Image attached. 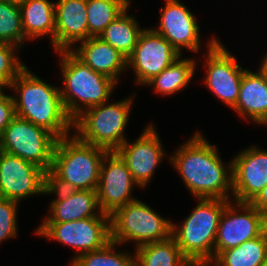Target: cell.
<instances>
[{
  "mask_svg": "<svg viewBox=\"0 0 267 266\" xmlns=\"http://www.w3.org/2000/svg\"><path fill=\"white\" fill-rule=\"evenodd\" d=\"M219 153L216 145L197 131L167 157L195 199L232 200V160L227 166Z\"/></svg>",
  "mask_w": 267,
  "mask_h": 266,
  "instance_id": "obj_1",
  "label": "cell"
},
{
  "mask_svg": "<svg viewBox=\"0 0 267 266\" xmlns=\"http://www.w3.org/2000/svg\"><path fill=\"white\" fill-rule=\"evenodd\" d=\"M27 67L7 88L15 93L11 94L15 115L44 128L58 140L71 135L73 121L63 107L60 86L49 84Z\"/></svg>",
  "mask_w": 267,
  "mask_h": 266,
  "instance_id": "obj_2",
  "label": "cell"
},
{
  "mask_svg": "<svg viewBox=\"0 0 267 266\" xmlns=\"http://www.w3.org/2000/svg\"><path fill=\"white\" fill-rule=\"evenodd\" d=\"M107 152L105 148L81 141L73 132L57 140L48 184L56 189L96 190Z\"/></svg>",
  "mask_w": 267,
  "mask_h": 266,
  "instance_id": "obj_3",
  "label": "cell"
},
{
  "mask_svg": "<svg viewBox=\"0 0 267 266\" xmlns=\"http://www.w3.org/2000/svg\"><path fill=\"white\" fill-rule=\"evenodd\" d=\"M57 54L63 84L60 87L61 101L72 121L85 110L111 99L118 85L114 80L94 71L70 50L57 51Z\"/></svg>",
  "mask_w": 267,
  "mask_h": 266,
  "instance_id": "obj_4",
  "label": "cell"
},
{
  "mask_svg": "<svg viewBox=\"0 0 267 266\" xmlns=\"http://www.w3.org/2000/svg\"><path fill=\"white\" fill-rule=\"evenodd\" d=\"M197 205L181 224L172 223V237L192 265H209L223 210L230 200L196 198Z\"/></svg>",
  "mask_w": 267,
  "mask_h": 266,
  "instance_id": "obj_5",
  "label": "cell"
},
{
  "mask_svg": "<svg viewBox=\"0 0 267 266\" xmlns=\"http://www.w3.org/2000/svg\"><path fill=\"white\" fill-rule=\"evenodd\" d=\"M135 95L85 110L73 121L74 134L85 143L116 151L127 140L125 130Z\"/></svg>",
  "mask_w": 267,
  "mask_h": 266,
  "instance_id": "obj_6",
  "label": "cell"
},
{
  "mask_svg": "<svg viewBox=\"0 0 267 266\" xmlns=\"http://www.w3.org/2000/svg\"><path fill=\"white\" fill-rule=\"evenodd\" d=\"M172 223L137 199L110 215L111 241L120 246L133 242L136 245L134 248L164 241L172 236Z\"/></svg>",
  "mask_w": 267,
  "mask_h": 266,
  "instance_id": "obj_7",
  "label": "cell"
},
{
  "mask_svg": "<svg viewBox=\"0 0 267 266\" xmlns=\"http://www.w3.org/2000/svg\"><path fill=\"white\" fill-rule=\"evenodd\" d=\"M57 140L44 128L15 116L0 138V150L34 163L49 173Z\"/></svg>",
  "mask_w": 267,
  "mask_h": 266,
  "instance_id": "obj_8",
  "label": "cell"
},
{
  "mask_svg": "<svg viewBox=\"0 0 267 266\" xmlns=\"http://www.w3.org/2000/svg\"><path fill=\"white\" fill-rule=\"evenodd\" d=\"M34 234L71 246L77 256L105 247L111 241L110 216H96L70 222H41Z\"/></svg>",
  "mask_w": 267,
  "mask_h": 266,
  "instance_id": "obj_9",
  "label": "cell"
},
{
  "mask_svg": "<svg viewBox=\"0 0 267 266\" xmlns=\"http://www.w3.org/2000/svg\"><path fill=\"white\" fill-rule=\"evenodd\" d=\"M206 49L202 63L207 69L202 82L215 97L232 109L237 102L246 69L239 65L237 58L215 36L208 39Z\"/></svg>",
  "mask_w": 267,
  "mask_h": 266,
  "instance_id": "obj_10",
  "label": "cell"
},
{
  "mask_svg": "<svg viewBox=\"0 0 267 266\" xmlns=\"http://www.w3.org/2000/svg\"><path fill=\"white\" fill-rule=\"evenodd\" d=\"M267 230V218L251 203L230 200L221 215L214 245V259Z\"/></svg>",
  "mask_w": 267,
  "mask_h": 266,
  "instance_id": "obj_11",
  "label": "cell"
},
{
  "mask_svg": "<svg viewBox=\"0 0 267 266\" xmlns=\"http://www.w3.org/2000/svg\"><path fill=\"white\" fill-rule=\"evenodd\" d=\"M48 173L39 166L0 150V198L21 202L45 196Z\"/></svg>",
  "mask_w": 267,
  "mask_h": 266,
  "instance_id": "obj_12",
  "label": "cell"
},
{
  "mask_svg": "<svg viewBox=\"0 0 267 266\" xmlns=\"http://www.w3.org/2000/svg\"><path fill=\"white\" fill-rule=\"evenodd\" d=\"M179 57L180 53L162 35L147 27L127 58V68L134 71V83L144 86Z\"/></svg>",
  "mask_w": 267,
  "mask_h": 266,
  "instance_id": "obj_13",
  "label": "cell"
},
{
  "mask_svg": "<svg viewBox=\"0 0 267 266\" xmlns=\"http://www.w3.org/2000/svg\"><path fill=\"white\" fill-rule=\"evenodd\" d=\"M134 181L126 162L116 151H108L103 157L96 189L99 208L111 215L116 209L137 200L132 194Z\"/></svg>",
  "mask_w": 267,
  "mask_h": 266,
  "instance_id": "obj_14",
  "label": "cell"
},
{
  "mask_svg": "<svg viewBox=\"0 0 267 266\" xmlns=\"http://www.w3.org/2000/svg\"><path fill=\"white\" fill-rule=\"evenodd\" d=\"M145 127L134 142L126 140L116 150L126 162L134 181L142 189H146L150 184L156 168L166 157L165 148L154 124L150 123Z\"/></svg>",
  "mask_w": 267,
  "mask_h": 266,
  "instance_id": "obj_15",
  "label": "cell"
},
{
  "mask_svg": "<svg viewBox=\"0 0 267 266\" xmlns=\"http://www.w3.org/2000/svg\"><path fill=\"white\" fill-rule=\"evenodd\" d=\"M194 15L181 1L165 0L158 25L152 29L162 35L181 56L184 48L199 53L202 47L201 30Z\"/></svg>",
  "mask_w": 267,
  "mask_h": 266,
  "instance_id": "obj_16",
  "label": "cell"
},
{
  "mask_svg": "<svg viewBox=\"0 0 267 266\" xmlns=\"http://www.w3.org/2000/svg\"><path fill=\"white\" fill-rule=\"evenodd\" d=\"M232 159V200L251 203L267 185V149L249 146Z\"/></svg>",
  "mask_w": 267,
  "mask_h": 266,
  "instance_id": "obj_17",
  "label": "cell"
},
{
  "mask_svg": "<svg viewBox=\"0 0 267 266\" xmlns=\"http://www.w3.org/2000/svg\"><path fill=\"white\" fill-rule=\"evenodd\" d=\"M45 195H55L49 206V216L43 222H70L96 216H110L99 208L96 190H65L47 184Z\"/></svg>",
  "mask_w": 267,
  "mask_h": 266,
  "instance_id": "obj_18",
  "label": "cell"
},
{
  "mask_svg": "<svg viewBox=\"0 0 267 266\" xmlns=\"http://www.w3.org/2000/svg\"><path fill=\"white\" fill-rule=\"evenodd\" d=\"M89 38L86 0L55 2L54 52L71 50Z\"/></svg>",
  "mask_w": 267,
  "mask_h": 266,
  "instance_id": "obj_19",
  "label": "cell"
},
{
  "mask_svg": "<svg viewBox=\"0 0 267 266\" xmlns=\"http://www.w3.org/2000/svg\"><path fill=\"white\" fill-rule=\"evenodd\" d=\"M231 110L246 121L267 126V75L260 67L255 72L245 70L237 102Z\"/></svg>",
  "mask_w": 267,
  "mask_h": 266,
  "instance_id": "obj_20",
  "label": "cell"
},
{
  "mask_svg": "<svg viewBox=\"0 0 267 266\" xmlns=\"http://www.w3.org/2000/svg\"><path fill=\"white\" fill-rule=\"evenodd\" d=\"M70 51L97 73L109 77L117 84L127 69V58L99 37H90L77 43Z\"/></svg>",
  "mask_w": 267,
  "mask_h": 266,
  "instance_id": "obj_21",
  "label": "cell"
},
{
  "mask_svg": "<svg viewBox=\"0 0 267 266\" xmlns=\"http://www.w3.org/2000/svg\"><path fill=\"white\" fill-rule=\"evenodd\" d=\"M25 42L50 37L54 49L55 2L50 0H27L20 6Z\"/></svg>",
  "mask_w": 267,
  "mask_h": 266,
  "instance_id": "obj_22",
  "label": "cell"
},
{
  "mask_svg": "<svg viewBox=\"0 0 267 266\" xmlns=\"http://www.w3.org/2000/svg\"><path fill=\"white\" fill-rule=\"evenodd\" d=\"M196 58H183L179 57L166 69L161 71L158 75L154 76L144 86L153 88L154 92L158 95L171 96L183 91L192 78L195 77L197 67Z\"/></svg>",
  "mask_w": 267,
  "mask_h": 266,
  "instance_id": "obj_23",
  "label": "cell"
},
{
  "mask_svg": "<svg viewBox=\"0 0 267 266\" xmlns=\"http://www.w3.org/2000/svg\"><path fill=\"white\" fill-rule=\"evenodd\" d=\"M128 6L105 30L98 36L104 42L110 44L126 58H128L137 45L140 34L145 28L129 14Z\"/></svg>",
  "mask_w": 267,
  "mask_h": 266,
  "instance_id": "obj_24",
  "label": "cell"
},
{
  "mask_svg": "<svg viewBox=\"0 0 267 266\" xmlns=\"http://www.w3.org/2000/svg\"><path fill=\"white\" fill-rule=\"evenodd\" d=\"M136 266H191L171 236L134 249Z\"/></svg>",
  "mask_w": 267,
  "mask_h": 266,
  "instance_id": "obj_25",
  "label": "cell"
},
{
  "mask_svg": "<svg viewBox=\"0 0 267 266\" xmlns=\"http://www.w3.org/2000/svg\"><path fill=\"white\" fill-rule=\"evenodd\" d=\"M267 257V230L237 247L221 252L209 266H262Z\"/></svg>",
  "mask_w": 267,
  "mask_h": 266,
  "instance_id": "obj_26",
  "label": "cell"
},
{
  "mask_svg": "<svg viewBox=\"0 0 267 266\" xmlns=\"http://www.w3.org/2000/svg\"><path fill=\"white\" fill-rule=\"evenodd\" d=\"M130 3L131 0H86L89 38L98 37Z\"/></svg>",
  "mask_w": 267,
  "mask_h": 266,
  "instance_id": "obj_27",
  "label": "cell"
},
{
  "mask_svg": "<svg viewBox=\"0 0 267 266\" xmlns=\"http://www.w3.org/2000/svg\"><path fill=\"white\" fill-rule=\"evenodd\" d=\"M118 243L110 241L102 249L75 257L69 266H136L135 253L116 250Z\"/></svg>",
  "mask_w": 267,
  "mask_h": 266,
  "instance_id": "obj_28",
  "label": "cell"
},
{
  "mask_svg": "<svg viewBox=\"0 0 267 266\" xmlns=\"http://www.w3.org/2000/svg\"><path fill=\"white\" fill-rule=\"evenodd\" d=\"M0 42L20 49L26 45L20 7L3 1H0Z\"/></svg>",
  "mask_w": 267,
  "mask_h": 266,
  "instance_id": "obj_29",
  "label": "cell"
},
{
  "mask_svg": "<svg viewBox=\"0 0 267 266\" xmlns=\"http://www.w3.org/2000/svg\"><path fill=\"white\" fill-rule=\"evenodd\" d=\"M21 49L15 45L0 42V88H8L17 75L27 66L18 58ZM16 53V54H15Z\"/></svg>",
  "mask_w": 267,
  "mask_h": 266,
  "instance_id": "obj_30",
  "label": "cell"
},
{
  "mask_svg": "<svg viewBox=\"0 0 267 266\" xmlns=\"http://www.w3.org/2000/svg\"><path fill=\"white\" fill-rule=\"evenodd\" d=\"M19 202L0 198V244L18 235Z\"/></svg>",
  "mask_w": 267,
  "mask_h": 266,
  "instance_id": "obj_31",
  "label": "cell"
},
{
  "mask_svg": "<svg viewBox=\"0 0 267 266\" xmlns=\"http://www.w3.org/2000/svg\"><path fill=\"white\" fill-rule=\"evenodd\" d=\"M5 88H0V138L15 115L14 100L12 95L4 93Z\"/></svg>",
  "mask_w": 267,
  "mask_h": 266,
  "instance_id": "obj_32",
  "label": "cell"
},
{
  "mask_svg": "<svg viewBox=\"0 0 267 266\" xmlns=\"http://www.w3.org/2000/svg\"><path fill=\"white\" fill-rule=\"evenodd\" d=\"M251 204L267 218V185L251 202Z\"/></svg>",
  "mask_w": 267,
  "mask_h": 266,
  "instance_id": "obj_33",
  "label": "cell"
},
{
  "mask_svg": "<svg viewBox=\"0 0 267 266\" xmlns=\"http://www.w3.org/2000/svg\"><path fill=\"white\" fill-rule=\"evenodd\" d=\"M261 63L259 64V67L265 72L267 75V53L263 56V59L260 60Z\"/></svg>",
  "mask_w": 267,
  "mask_h": 266,
  "instance_id": "obj_34",
  "label": "cell"
},
{
  "mask_svg": "<svg viewBox=\"0 0 267 266\" xmlns=\"http://www.w3.org/2000/svg\"><path fill=\"white\" fill-rule=\"evenodd\" d=\"M0 1H3V2H7L9 4H13V5H16V6H22L27 0H0Z\"/></svg>",
  "mask_w": 267,
  "mask_h": 266,
  "instance_id": "obj_35",
  "label": "cell"
},
{
  "mask_svg": "<svg viewBox=\"0 0 267 266\" xmlns=\"http://www.w3.org/2000/svg\"><path fill=\"white\" fill-rule=\"evenodd\" d=\"M262 266H267V257L265 259V262L262 264Z\"/></svg>",
  "mask_w": 267,
  "mask_h": 266,
  "instance_id": "obj_36",
  "label": "cell"
},
{
  "mask_svg": "<svg viewBox=\"0 0 267 266\" xmlns=\"http://www.w3.org/2000/svg\"><path fill=\"white\" fill-rule=\"evenodd\" d=\"M191 266H209V265H191Z\"/></svg>",
  "mask_w": 267,
  "mask_h": 266,
  "instance_id": "obj_37",
  "label": "cell"
}]
</instances>
